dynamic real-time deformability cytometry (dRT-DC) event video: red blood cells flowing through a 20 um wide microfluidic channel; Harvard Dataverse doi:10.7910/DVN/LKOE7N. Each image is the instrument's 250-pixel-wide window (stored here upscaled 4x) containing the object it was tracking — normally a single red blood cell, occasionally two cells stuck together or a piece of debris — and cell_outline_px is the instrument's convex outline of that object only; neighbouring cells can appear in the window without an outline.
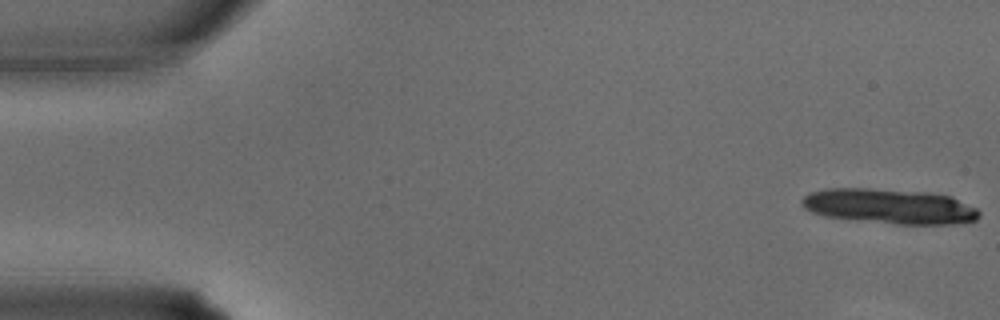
{"species": "common noctule bat (a hibernating species)", "species_latin": "Nyctalus noctula", "temperature_condition": "warm", "stored_images_in_passage": 12, "camera_frame_rate_fps": 3000, "um_per_image_px": 0.085, "animal": {"sex": "male", "body_mass_g": 15.6}, "frame": {"image": 1, "passage_image": 1, "time_ms": 0.0, "image_size_px": [1000, 320], "cell_outline_px": [[980, 216], [976, 220], [964, 224], [896, 224], [856, 220], [824, 216], [812, 212], [804, 208], [800, 204], [800, 200], [804, 196], [812, 192], [824, 188], [868, 188], [928, 192], [952, 196], [976, 208], [980, 212]], "centroid_in_image_um": [75.62, 17.54], "position_along_channel_um": 9.4, "area_um2": 36.53}}
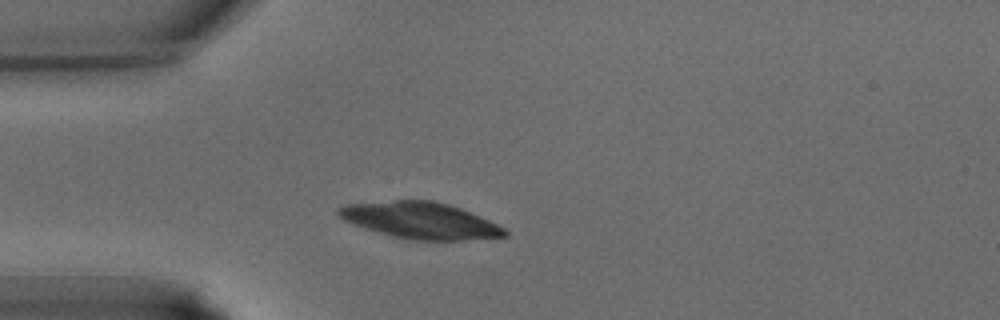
{"frame": {"image": 2, "passage_image": 4, "time_ms": 1.0, "image_size_px": [1000, 320], "cell_outline_px": [[508, 236], [460, 240], [412, 240], [392, 236], [344, 220], [336, 212], [336, 208], [344, 204], [392, 200], [432, 200], [448, 204], [460, 208], [488, 220], [504, 228], [508, 232]], "centroid_in_image_um": [35.72, 18.72], "position_along_channel_um": 49.3, "area_um2": 34.91}}